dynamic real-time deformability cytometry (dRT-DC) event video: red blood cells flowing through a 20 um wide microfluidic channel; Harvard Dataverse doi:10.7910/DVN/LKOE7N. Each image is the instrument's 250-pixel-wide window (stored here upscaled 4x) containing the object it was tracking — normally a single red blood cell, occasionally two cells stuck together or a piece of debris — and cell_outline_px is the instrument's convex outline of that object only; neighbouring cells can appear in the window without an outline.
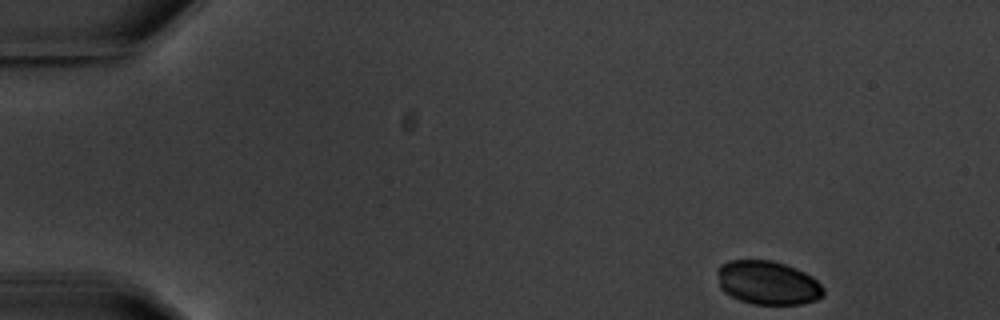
{"species": "common noctule bat (a hibernating species)", "species_latin": "Nyctalus noctula", "temperature_condition": "warm", "stored_images_in_passage": 7, "camera_frame_rate_fps": 3000, "um_per_image_px": 0.085, "animal": {"sex": "male", "body_mass_g": 20.1, "forearm_length_mm": 53.5}, "frame": {"image": 1, "passage_image": 1, "time_ms": 0.0, "image_size_px": [1000, 320], "cell_outline_px": [[824, 296], [816, 300], [800, 304], [752, 304], [740, 300], [724, 292], [720, 288], [716, 272], [720, 264], [728, 260], [772, 260], [796, 268], [812, 276], [824, 288]], "centroid_in_image_um": [65.24, 24.03], "position_along_channel_um": 19.8, "area_um2": 27.22}}
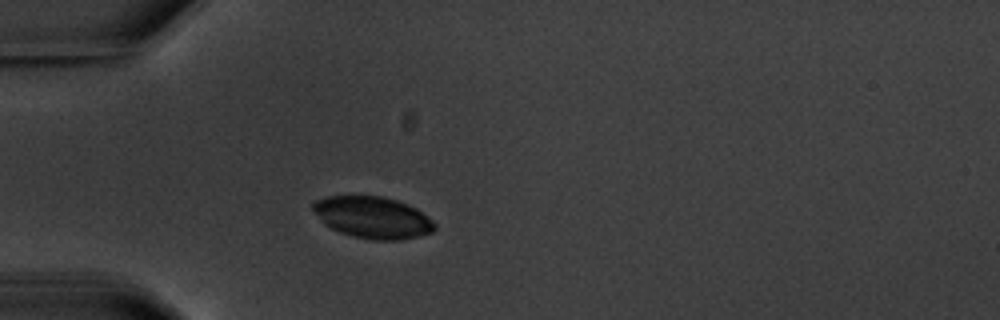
{"frame": {"image": 2, "passage_image": 4, "time_ms": 3.667, "image_size_px": [1000, 320], "cell_outline_px": [[436, 228], [432, 232], [420, 236], [400, 240], [372, 240], [352, 236], [340, 232], [324, 224], [312, 208], [312, 204], [316, 200], [324, 196], [380, 196], [396, 200], [408, 204], [416, 208], [432, 220], [436, 224]], "centroid_in_image_um": [31.69, 18.49], "position_along_channel_um": 53.3, "area_um2": 29.59}}